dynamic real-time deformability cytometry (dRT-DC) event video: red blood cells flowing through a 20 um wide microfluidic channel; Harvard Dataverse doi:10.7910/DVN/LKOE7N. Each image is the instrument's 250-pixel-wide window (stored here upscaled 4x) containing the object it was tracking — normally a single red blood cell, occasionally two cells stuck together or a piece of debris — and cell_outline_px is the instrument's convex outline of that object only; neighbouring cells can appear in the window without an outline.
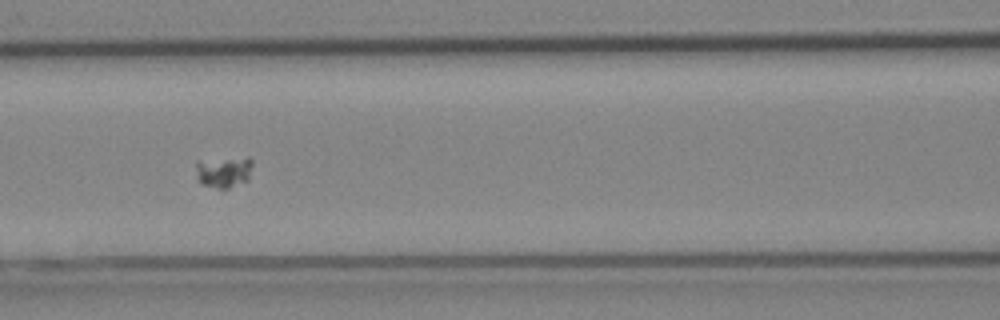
{"species": "Egyptian fruit bat (a non-hibernating species)", "species_latin": "Rousettus aegyptiacus", "temperature_condition": "cold", "stored_images_in_passage": 52, "camera_frame_rate_fps": 3000, "um_per_image_px": 0.085, "animal": {"sex": "female"}, "frame": {"image": 1, "passage_image": 24, "time_ms": 7.667, "image_size_px": [1000, 320], "cell_outline_px": [[252, 164], [248, 180], [228, 188], [216, 188], [200, 184], [196, 168], [196, 160], [248, 156], [252, 160]], "centroid_in_image_um": [19.02, 14.57], "position_along_channel_um": 147.6, "area_um2": 10.52}}